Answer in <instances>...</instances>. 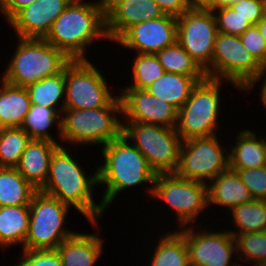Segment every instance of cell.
Masks as SVG:
<instances>
[{
    "mask_svg": "<svg viewBox=\"0 0 266 266\" xmlns=\"http://www.w3.org/2000/svg\"><path fill=\"white\" fill-rule=\"evenodd\" d=\"M70 206L59 199L37 191L29 205V231L23 249H56L76 231L65 228Z\"/></svg>",
    "mask_w": 266,
    "mask_h": 266,
    "instance_id": "ba28073f",
    "label": "cell"
},
{
    "mask_svg": "<svg viewBox=\"0 0 266 266\" xmlns=\"http://www.w3.org/2000/svg\"><path fill=\"white\" fill-rule=\"evenodd\" d=\"M123 122H143L176 128L178 110L146 89H120Z\"/></svg>",
    "mask_w": 266,
    "mask_h": 266,
    "instance_id": "9a60e30c",
    "label": "cell"
},
{
    "mask_svg": "<svg viewBox=\"0 0 266 266\" xmlns=\"http://www.w3.org/2000/svg\"><path fill=\"white\" fill-rule=\"evenodd\" d=\"M0 87V129L22 126L31 102L25 87L14 86L2 79Z\"/></svg>",
    "mask_w": 266,
    "mask_h": 266,
    "instance_id": "603a6c76",
    "label": "cell"
},
{
    "mask_svg": "<svg viewBox=\"0 0 266 266\" xmlns=\"http://www.w3.org/2000/svg\"><path fill=\"white\" fill-rule=\"evenodd\" d=\"M36 0H0V11L7 23L23 8Z\"/></svg>",
    "mask_w": 266,
    "mask_h": 266,
    "instance_id": "60d3db41",
    "label": "cell"
},
{
    "mask_svg": "<svg viewBox=\"0 0 266 266\" xmlns=\"http://www.w3.org/2000/svg\"><path fill=\"white\" fill-rule=\"evenodd\" d=\"M263 78V79H262ZM262 78H260V79H258V80H255V81H251V82H249L242 90L244 91V90H246V91H250V90H252L253 88H254V86L257 84V82L258 83H260L261 82V80H262V84H260V85H262L260 88V97H261V102L263 103V105L265 106V109H266V75L265 76H263ZM264 80V81H263ZM260 81V82H259Z\"/></svg>",
    "mask_w": 266,
    "mask_h": 266,
    "instance_id": "b9f144b4",
    "label": "cell"
},
{
    "mask_svg": "<svg viewBox=\"0 0 266 266\" xmlns=\"http://www.w3.org/2000/svg\"><path fill=\"white\" fill-rule=\"evenodd\" d=\"M159 237L152 252L150 266H190L185 238L177 229Z\"/></svg>",
    "mask_w": 266,
    "mask_h": 266,
    "instance_id": "83f0119b",
    "label": "cell"
},
{
    "mask_svg": "<svg viewBox=\"0 0 266 266\" xmlns=\"http://www.w3.org/2000/svg\"><path fill=\"white\" fill-rule=\"evenodd\" d=\"M222 82L224 80L208 77L198 82L189 99L178 110L175 129L182 141L217 135Z\"/></svg>",
    "mask_w": 266,
    "mask_h": 266,
    "instance_id": "8992f818",
    "label": "cell"
},
{
    "mask_svg": "<svg viewBox=\"0 0 266 266\" xmlns=\"http://www.w3.org/2000/svg\"><path fill=\"white\" fill-rule=\"evenodd\" d=\"M256 25L266 41V14H264L263 18Z\"/></svg>",
    "mask_w": 266,
    "mask_h": 266,
    "instance_id": "f6af8a7d",
    "label": "cell"
},
{
    "mask_svg": "<svg viewBox=\"0 0 266 266\" xmlns=\"http://www.w3.org/2000/svg\"><path fill=\"white\" fill-rule=\"evenodd\" d=\"M73 0H36L20 10L9 22L17 38L44 39L53 22Z\"/></svg>",
    "mask_w": 266,
    "mask_h": 266,
    "instance_id": "ac0fdd59",
    "label": "cell"
},
{
    "mask_svg": "<svg viewBox=\"0 0 266 266\" xmlns=\"http://www.w3.org/2000/svg\"><path fill=\"white\" fill-rule=\"evenodd\" d=\"M239 37L248 52L266 70V41L258 26L251 25Z\"/></svg>",
    "mask_w": 266,
    "mask_h": 266,
    "instance_id": "8d00e7d4",
    "label": "cell"
},
{
    "mask_svg": "<svg viewBox=\"0 0 266 266\" xmlns=\"http://www.w3.org/2000/svg\"><path fill=\"white\" fill-rule=\"evenodd\" d=\"M217 23V31L240 36L252 24L237 14L231 7H211Z\"/></svg>",
    "mask_w": 266,
    "mask_h": 266,
    "instance_id": "e575fe53",
    "label": "cell"
},
{
    "mask_svg": "<svg viewBox=\"0 0 266 266\" xmlns=\"http://www.w3.org/2000/svg\"><path fill=\"white\" fill-rule=\"evenodd\" d=\"M67 147L62 144L54 151L48 177L39 191L72 206L95 228L105 211L102 203L93 198V188L98 186L97 166L93 175H86Z\"/></svg>",
    "mask_w": 266,
    "mask_h": 266,
    "instance_id": "6da1fadb",
    "label": "cell"
},
{
    "mask_svg": "<svg viewBox=\"0 0 266 266\" xmlns=\"http://www.w3.org/2000/svg\"><path fill=\"white\" fill-rule=\"evenodd\" d=\"M217 0H189L191 8H211Z\"/></svg>",
    "mask_w": 266,
    "mask_h": 266,
    "instance_id": "7bdbcfd3",
    "label": "cell"
},
{
    "mask_svg": "<svg viewBox=\"0 0 266 266\" xmlns=\"http://www.w3.org/2000/svg\"><path fill=\"white\" fill-rule=\"evenodd\" d=\"M100 70L89 59L71 60L65 66L64 109L103 108L116 97Z\"/></svg>",
    "mask_w": 266,
    "mask_h": 266,
    "instance_id": "8fae6325",
    "label": "cell"
},
{
    "mask_svg": "<svg viewBox=\"0 0 266 266\" xmlns=\"http://www.w3.org/2000/svg\"><path fill=\"white\" fill-rule=\"evenodd\" d=\"M132 63V83L123 88L146 89L164 74L156 54L135 53Z\"/></svg>",
    "mask_w": 266,
    "mask_h": 266,
    "instance_id": "836d02e7",
    "label": "cell"
},
{
    "mask_svg": "<svg viewBox=\"0 0 266 266\" xmlns=\"http://www.w3.org/2000/svg\"><path fill=\"white\" fill-rule=\"evenodd\" d=\"M29 205L0 207V247L22 245L29 231Z\"/></svg>",
    "mask_w": 266,
    "mask_h": 266,
    "instance_id": "cb8c5ba5",
    "label": "cell"
},
{
    "mask_svg": "<svg viewBox=\"0 0 266 266\" xmlns=\"http://www.w3.org/2000/svg\"><path fill=\"white\" fill-rule=\"evenodd\" d=\"M21 255V262L14 266H62L60 255L56 249H23Z\"/></svg>",
    "mask_w": 266,
    "mask_h": 266,
    "instance_id": "74e56055",
    "label": "cell"
},
{
    "mask_svg": "<svg viewBox=\"0 0 266 266\" xmlns=\"http://www.w3.org/2000/svg\"><path fill=\"white\" fill-rule=\"evenodd\" d=\"M235 230L227 229L234 237L237 234L266 231V200L254 199L251 202L233 207L230 211ZM237 228V229H236Z\"/></svg>",
    "mask_w": 266,
    "mask_h": 266,
    "instance_id": "f546056e",
    "label": "cell"
},
{
    "mask_svg": "<svg viewBox=\"0 0 266 266\" xmlns=\"http://www.w3.org/2000/svg\"><path fill=\"white\" fill-rule=\"evenodd\" d=\"M30 140L21 127L1 128L0 167L15 168Z\"/></svg>",
    "mask_w": 266,
    "mask_h": 266,
    "instance_id": "1f68e13d",
    "label": "cell"
},
{
    "mask_svg": "<svg viewBox=\"0 0 266 266\" xmlns=\"http://www.w3.org/2000/svg\"><path fill=\"white\" fill-rule=\"evenodd\" d=\"M199 81L192 76L164 72L146 90L153 96L168 102L179 110L189 99Z\"/></svg>",
    "mask_w": 266,
    "mask_h": 266,
    "instance_id": "d4e9b609",
    "label": "cell"
},
{
    "mask_svg": "<svg viewBox=\"0 0 266 266\" xmlns=\"http://www.w3.org/2000/svg\"><path fill=\"white\" fill-rule=\"evenodd\" d=\"M217 23L211 8H190L177 17V42L212 78Z\"/></svg>",
    "mask_w": 266,
    "mask_h": 266,
    "instance_id": "4fadbf2b",
    "label": "cell"
},
{
    "mask_svg": "<svg viewBox=\"0 0 266 266\" xmlns=\"http://www.w3.org/2000/svg\"><path fill=\"white\" fill-rule=\"evenodd\" d=\"M231 8L252 25H256L265 14V0H241Z\"/></svg>",
    "mask_w": 266,
    "mask_h": 266,
    "instance_id": "f35d334b",
    "label": "cell"
},
{
    "mask_svg": "<svg viewBox=\"0 0 266 266\" xmlns=\"http://www.w3.org/2000/svg\"><path fill=\"white\" fill-rule=\"evenodd\" d=\"M26 90L31 104L54 108L61 115L65 106V68L59 74L27 86Z\"/></svg>",
    "mask_w": 266,
    "mask_h": 266,
    "instance_id": "f1b7e54d",
    "label": "cell"
},
{
    "mask_svg": "<svg viewBox=\"0 0 266 266\" xmlns=\"http://www.w3.org/2000/svg\"><path fill=\"white\" fill-rule=\"evenodd\" d=\"M53 125H57L58 138L61 141V115L54 109L38 104H31L21 128L28 134L31 140H47L53 143V137L48 131Z\"/></svg>",
    "mask_w": 266,
    "mask_h": 266,
    "instance_id": "4316f807",
    "label": "cell"
},
{
    "mask_svg": "<svg viewBox=\"0 0 266 266\" xmlns=\"http://www.w3.org/2000/svg\"><path fill=\"white\" fill-rule=\"evenodd\" d=\"M234 171H237L254 199L266 200V166Z\"/></svg>",
    "mask_w": 266,
    "mask_h": 266,
    "instance_id": "d590c367",
    "label": "cell"
},
{
    "mask_svg": "<svg viewBox=\"0 0 266 266\" xmlns=\"http://www.w3.org/2000/svg\"><path fill=\"white\" fill-rule=\"evenodd\" d=\"M237 258L253 266H266V231L237 234Z\"/></svg>",
    "mask_w": 266,
    "mask_h": 266,
    "instance_id": "d6a6232c",
    "label": "cell"
},
{
    "mask_svg": "<svg viewBox=\"0 0 266 266\" xmlns=\"http://www.w3.org/2000/svg\"><path fill=\"white\" fill-rule=\"evenodd\" d=\"M37 191L16 168L0 167V207L30 205Z\"/></svg>",
    "mask_w": 266,
    "mask_h": 266,
    "instance_id": "484cf974",
    "label": "cell"
},
{
    "mask_svg": "<svg viewBox=\"0 0 266 266\" xmlns=\"http://www.w3.org/2000/svg\"><path fill=\"white\" fill-rule=\"evenodd\" d=\"M60 145L47 140H30L15 167L38 191L45 185L52 155Z\"/></svg>",
    "mask_w": 266,
    "mask_h": 266,
    "instance_id": "d6986e66",
    "label": "cell"
},
{
    "mask_svg": "<svg viewBox=\"0 0 266 266\" xmlns=\"http://www.w3.org/2000/svg\"><path fill=\"white\" fill-rule=\"evenodd\" d=\"M100 151L104 161L103 165L97 166L98 185H105L106 189L99 202L105 210L119 193L129 187L148 183L150 188L146 190L151 197L157 174L130 140L121 135L104 145Z\"/></svg>",
    "mask_w": 266,
    "mask_h": 266,
    "instance_id": "3957f363",
    "label": "cell"
},
{
    "mask_svg": "<svg viewBox=\"0 0 266 266\" xmlns=\"http://www.w3.org/2000/svg\"><path fill=\"white\" fill-rule=\"evenodd\" d=\"M229 152V168L232 170L266 166V139L249 129L237 133ZM261 137V138H260Z\"/></svg>",
    "mask_w": 266,
    "mask_h": 266,
    "instance_id": "7402d4cb",
    "label": "cell"
},
{
    "mask_svg": "<svg viewBox=\"0 0 266 266\" xmlns=\"http://www.w3.org/2000/svg\"><path fill=\"white\" fill-rule=\"evenodd\" d=\"M195 225L177 231L185 238L190 266H236V241L227 230L196 229ZM196 229V230H195ZM198 230V231H197ZM233 262V263H232Z\"/></svg>",
    "mask_w": 266,
    "mask_h": 266,
    "instance_id": "5bb4252c",
    "label": "cell"
},
{
    "mask_svg": "<svg viewBox=\"0 0 266 266\" xmlns=\"http://www.w3.org/2000/svg\"><path fill=\"white\" fill-rule=\"evenodd\" d=\"M241 0H217L212 7H231L233 4L240 2Z\"/></svg>",
    "mask_w": 266,
    "mask_h": 266,
    "instance_id": "ee69618b",
    "label": "cell"
},
{
    "mask_svg": "<svg viewBox=\"0 0 266 266\" xmlns=\"http://www.w3.org/2000/svg\"><path fill=\"white\" fill-rule=\"evenodd\" d=\"M122 135L143 154L156 174L175 173L182 139L175 128L143 122H124Z\"/></svg>",
    "mask_w": 266,
    "mask_h": 266,
    "instance_id": "52a82bcc",
    "label": "cell"
},
{
    "mask_svg": "<svg viewBox=\"0 0 266 266\" xmlns=\"http://www.w3.org/2000/svg\"><path fill=\"white\" fill-rule=\"evenodd\" d=\"M164 14L179 17L188 11L191 6L189 0H154Z\"/></svg>",
    "mask_w": 266,
    "mask_h": 266,
    "instance_id": "ab89813d",
    "label": "cell"
},
{
    "mask_svg": "<svg viewBox=\"0 0 266 266\" xmlns=\"http://www.w3.org/2000/svg\"><path fill=\"white\" fill-rule=\"evenodd\" d=\"M156 56L165 72L192 76L199 82L207 77L205 71L177 41L156 53Z\"/></svg>",
    "mask_w": 266,
    "mask_h": 266,
    "instance_id": "4dcf8cb0",
    "label": "cell"
},
{
    "mask_svg": "<svg viewBox=\"0 0 266 266\" xmlns=\"http://www.w3.org/2000/svg\"><path fill=\"white\" fill-rule=\"evenodd\" d=\"M15 53L9 59L2 79L27 87L49 76L59 74L71 59L45 39L19 38Z\"/></svg>",
    "mask_w": 266,
    "mask_h": 266,
    "instance_id": "5b68a950",
    "label": "cell"
},
{
    "mask_svg": "<svg viewBox=\"0 0 266 266\" xmlns=\"http://www.w3.org/2000/svg\"><path fill=\"white\" fill-rule=\"evenodd\" d=\"M151 197L167 203L173 213L176 212L180 228L195 224L199 215L208 210L207 184L181 178L175 173L157 174Z\"/></svg>",
    "mask_w": 266,
    "mask_h": 266,
    "instance_id": "9c48e42d",
    "label": "cell"
},
{
    "mask_svg": "<svg viewBox=\"0 0 266 266\" xmlns=\"http://www.w3.org/2000/svg\"><path fill=\"white\" fill-rule=\"evenodd\" d=\"M164 12L154 0H106V32L115 42L129 27L162 17Z\"/></svg>",
    "mask_w": 266,
    "mask_h": 266,
    "instance_id": "e0dca14e",
    "label": "cell"
},
{
    "mask_svg": "<svg viewBox=\"0 0 266 266\" xmlns=\"http://www.w3.org/2000/svg\"><path fill=\"white\" fill-rule=\"evenodd\" d=\"M103 240L98 234L78 233L64 240L57 248L62 266H94L104 254Z\"/></svg>",
    "mask_w": 266,
    "mask_h": 266,
    "instance_id": "44dd1931",
    "label": "cell"
},
{
    "mask_svg": "<svg viewBox=\"0 0 266 266\" xmlns=\"http://www.w3.org/2000/svg\"><path fill=\"white\" fill-rule=\"evenodd\" d=\"M84 1L73 0L53 22L44 38L55 48L62 50L71 60L88 59L87 47L95 40L109 41L106 32L105 2Z\"/></svg>",
    "mask_w": 266,
    "mask_h": 266,
    "instance_id": "7a4b0ae2",
    "label": "cell"
},
{
    "mask_svg": "<svg viewBox=\"0 0 266 266\" xmlns=\"http://www.w3.org/2000/svg\"><path fill=\"white\" fill-rule=\"evenodd\" d=\"M266 75V70L248 52L239 36L217 32L212 57V79L229 82L242 90L249 82Z\"/></svg>",
    "mask_w": 266,
    "mask_h": 266,
    "instance_id": "30bf717a",
    "label": "cell"
},
{
    "mask_svg": "<svg viewBox=\"0 0 266 266\" xmlns=\"http://www.w3.org/2000/svg\"><path fill=\"white\" fill-rule=\"evenodd\" d=\"M121 114L122 103L118 95L103 108L64 109L61 114V141L73 147L79 144L80 147L90 144L103 147L122 135Z\"/></svg>",
    "mask_w": 266,
    "mask_h": 266,
    "instance_id": "277c9868",
    "label": "cell"
},
{
    "mask_svg": "<svg viewBox=\"0 0 266 266\" xmlns=\"http://www.w3.org/2000/svg\"><path fill=\"white\" fill-rule=\"evenodd\" d=\"M208 207L218 205L231 210L233 207L254 200L237 171L228 168L207 184Z\"/></svg>",
    "mask_w": 266,
    "mask_h": 266,
    "instance_id": "ffe728a7",
    "label": "cell"
},
{
    "mask_svg": "<svg viewBox=\"0 0 266 266\" xmlns=\"http://www.w3.org/2000/svg\"><path fill=\"white\" fill-rule=\"evenodd\" d=\"M176 41L177 17L165 14L129 27L115 43L136 53L156 54Z\"/></svg>",
    "mask_w": 266,
    "mask_h": 266,
    "instance_id": "2e32d148",
    "label": "cell"
},
{
    "mask_svg": "<svg viewBox=\"0 0 266 266\" xmlns=\"http://www.w3.org/2000/svg\"><path fill=\"white\" fill-rule=\"evenodd\" d=\"M218 137L217 134L183 141L175 174L208 184L226 171L229 168V152L221 146Z\"/></svg>",
    "mask_w": 266,
    "mask_h": 266,
    "instance_id": "7c38bea8",
    "label": "cell"
}]
</instances>
